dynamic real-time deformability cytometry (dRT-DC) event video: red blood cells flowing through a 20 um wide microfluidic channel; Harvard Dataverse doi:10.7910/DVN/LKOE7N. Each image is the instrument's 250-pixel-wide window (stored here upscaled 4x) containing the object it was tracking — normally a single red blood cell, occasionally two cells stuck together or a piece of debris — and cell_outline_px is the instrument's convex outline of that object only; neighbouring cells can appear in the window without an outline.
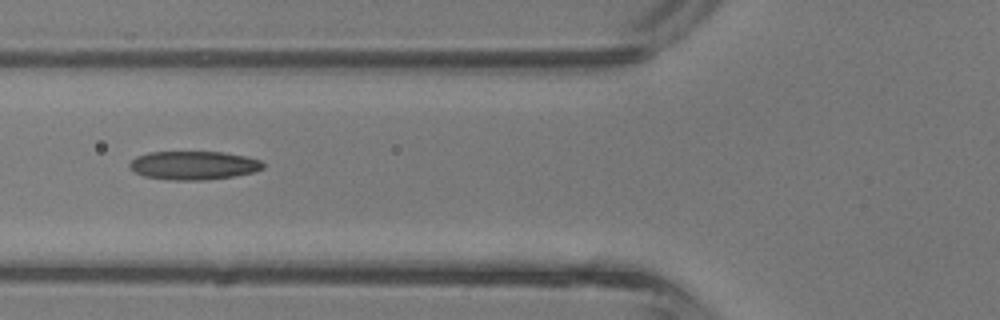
{"species": "common noctule bat (a hibernating species)", "species_latin": "Nyctalus noctula", "temperature_condition": "room temperature", "stored_images_in_passage": 6, "camera_frame_rate_fps": 3000, "um_per_image_px": 0.085, "animal": {"sex": "male", "body_mass_g": 13.3}, "frame": {"image": 1, "passage_image": 5, "time_ms": 1.333, "image_size_px": [1000, 320], "cell_outline_px": [[264, 168], [252, 172], [232, 176], [204, 180], [172, 180], [144, 176], [128, 168], [128, 164], [136, 156], [148, 152], [224, 152], [244, 156], [260, 160], [264, 164]], "centroid_in_image_um": [16.42, 14.05], "position_along_channel_um": 109.4, "area_um2": 22.14}}
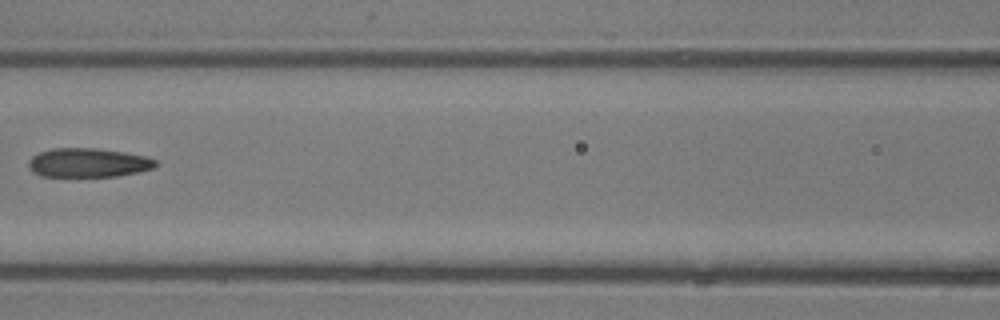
{"frame": {"image": 2, "passage_image": 6, "time_ms": 1.667, "image_size_px": [1000, 320], "cell_outline_px": [[156, 164], [152, 168], [136, 172], [116, 176], [40, 176], [32, 172], [28, 168], [28, 160], [32, 156], [40, 152], [52, 148], [96, 148], [124, 152], [144, 156], [156, 160]], "centroid_in_image_um": [7.43, 13.82], "position_along_channel_um": 159.2, "area_um2": 21.39}}